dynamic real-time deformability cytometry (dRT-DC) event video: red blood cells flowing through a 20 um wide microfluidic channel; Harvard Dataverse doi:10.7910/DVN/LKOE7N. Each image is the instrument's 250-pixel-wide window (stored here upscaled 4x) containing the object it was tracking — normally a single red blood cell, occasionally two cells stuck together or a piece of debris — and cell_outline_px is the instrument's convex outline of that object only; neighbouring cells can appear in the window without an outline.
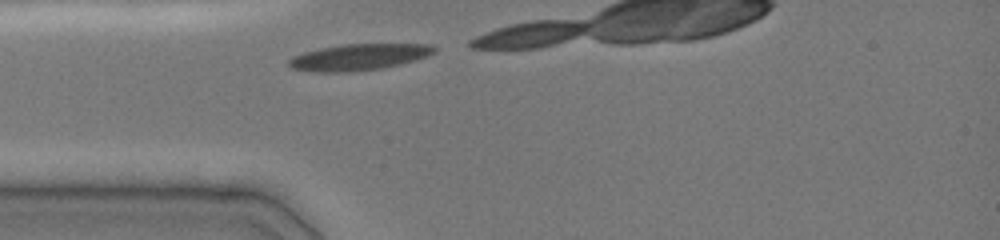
{"species": "common noctule bat (a hibernating species)", "species_latin": "Nyctalus noctula", "temperature_condition": "cold", "stored_images_in_passage": 2, "camera_frame_rate_fps": 3000, "um_per_image_px": 0.085, "animal": {"sex": "female", "body_mass_g": 19.0, "forearm_length_mm": 51.5}, "frame": {"image": 1, "passage_image": 1, "time_ms": 0.0, "image_size_px": [1000, 240], "cell_outline_px": [[436, 52], [428, 56], [400, 64], [380, 68], [352, 72], [312, 72], [292, 68], [288, 64], [288, 60], [292, 56], [304, 52], [320, 48], [340, 44], [432, 44], [436, 48]], "centroid_in_image_um": [30.49, 4.85], "position_along_channel_um": 54.5, "area_um2": 22.43}}